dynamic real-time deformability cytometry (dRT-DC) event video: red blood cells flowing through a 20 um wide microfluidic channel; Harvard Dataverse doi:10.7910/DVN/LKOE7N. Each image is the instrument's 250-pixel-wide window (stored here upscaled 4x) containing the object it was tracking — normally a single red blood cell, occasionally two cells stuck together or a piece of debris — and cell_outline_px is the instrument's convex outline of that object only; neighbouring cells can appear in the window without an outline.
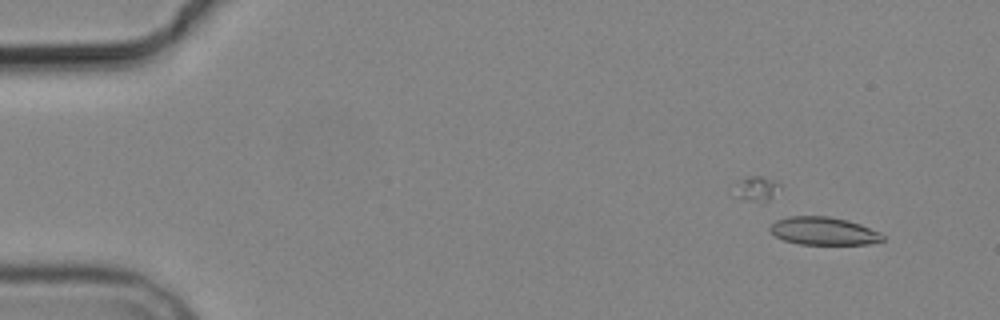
{"species": "common noctule bat (a hibernating species)", "species_latin": "Nyctalus noctula", "temperature_condition": "cold", "stored_images_in_passage": 3, "camera_frame_rate_fps": 3000, "um_per_image_px": 0.085, "animal": {"sex": "male", "body_mass_g": 19.2, "forearm_length_mm": 51.8}, "frame": {"image": 1, "passage_image": 1, "time_ms": 0.0, "image_size_px": [1000, 320], "cell_outline_px": [[884, 240], [868, 244], [800, 244], [784, 240], [776, 236], [768, 228], [776, 220], [788, 216], [828, 216], [848, 220], [860, 224], [880, 232], [884, 236]], "centroid_in_image_um": [70.01, 19.63], "position_along_channel_um": 15.0, "area_um2": 18.26}}
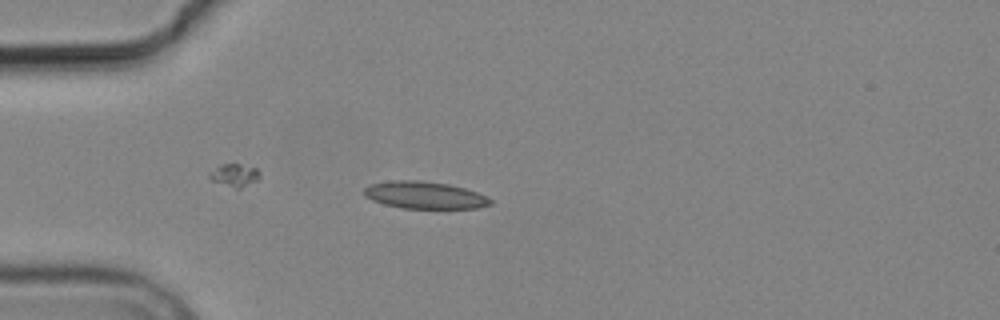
{"frame": {"image": 2, "passage_image": 3, "time_ms": 3.667, "image_size_px": [1000, 320], "cell_outline_px": [[492, 204], [476, 208], [400, 208], [384, 204], [372, 200], [364, 196], [364, 188], [368, 184], [392, 180], [420, 180], [448, 184], [464, 188], [476, 192], [492, 200]], "centroid_in_image_um": [36.04, 16.58], "position_along_channel_um": 49.0, "area_um2": 20.0}}